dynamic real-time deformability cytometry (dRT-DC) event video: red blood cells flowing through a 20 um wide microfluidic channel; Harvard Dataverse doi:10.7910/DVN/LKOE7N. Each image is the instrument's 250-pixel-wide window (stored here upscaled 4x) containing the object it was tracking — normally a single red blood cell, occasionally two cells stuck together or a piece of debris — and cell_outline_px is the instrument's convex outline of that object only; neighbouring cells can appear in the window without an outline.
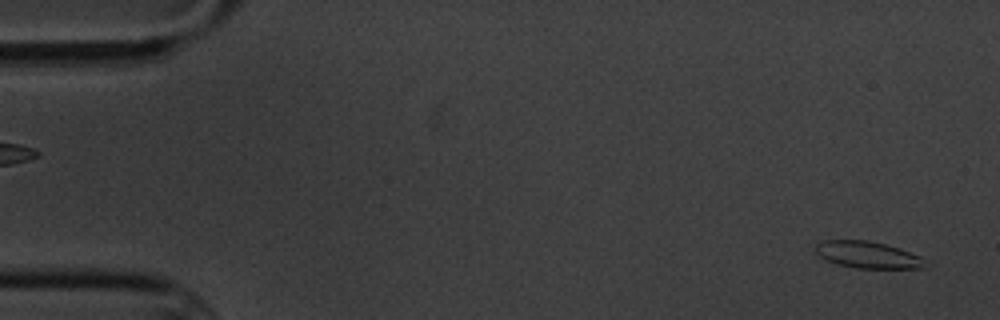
{"species": "common noctule bat (a hibernating species)", "species_latin": "Nyctalus noctula", "temperature_condition": "cold", "stored_images_in_passage": 5, "segment_of_instrument_passage": [2, 2], "camera_frame_rate_fps": 3000, "um_per_image_px": 0.085, "animal": {"sex": "male", "body_mass_g": 20.1, "forearm_length_mm": 53.5}, "frame": {"image": 1, "passage_image": 5, "time_ms": 4.667, "image_size_px": [1000, 320], "cell_outline_px": [[924, 268], [856, 268], [836, 264], [820, 256], [816, 252], [816, 244], [824, 240], [868, 240], [900, 248], [920, 256]], "centroid_in_image_um": [73.71, 21.65], "position_along_channel_um": 11.3, "area_um2": 16.82}}